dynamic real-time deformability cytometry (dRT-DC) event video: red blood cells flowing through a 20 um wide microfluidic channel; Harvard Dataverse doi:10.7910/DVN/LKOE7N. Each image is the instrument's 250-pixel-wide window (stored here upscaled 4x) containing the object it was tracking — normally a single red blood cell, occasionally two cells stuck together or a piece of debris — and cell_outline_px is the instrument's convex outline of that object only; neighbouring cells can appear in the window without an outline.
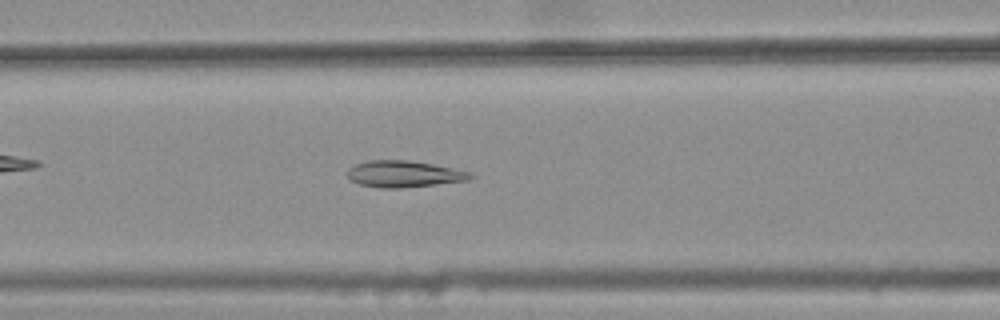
{"species": "common noctule bat (a hibernating species)", "species_latin": "Nyctalus noctula", "temperature_condition": "warm", "stored_images_in_passage": 44, "camera_frame_rate_fps": 3000, "um_per_image_px": 0.085, "animal": {"sex": "female", "body_mass_g": 25.1}, "frame": {"image": 1, "passage_image": 21, "time_ms": 6.667, "image_size_px": [1000, 320], "cell_outline_px": [[476, 176], [468, 180], [436, 184], [400, 188], [380, 188], [360, 184], [352, 180], [348, 176], [348, 168], [356, 164], [368, 160], [408, 160], [432, 164], [472, 172]], "centroid_in_image_um": [34.35, 14.78], "position_along_channel_um": 132.2, "area_um2": 18.9}}
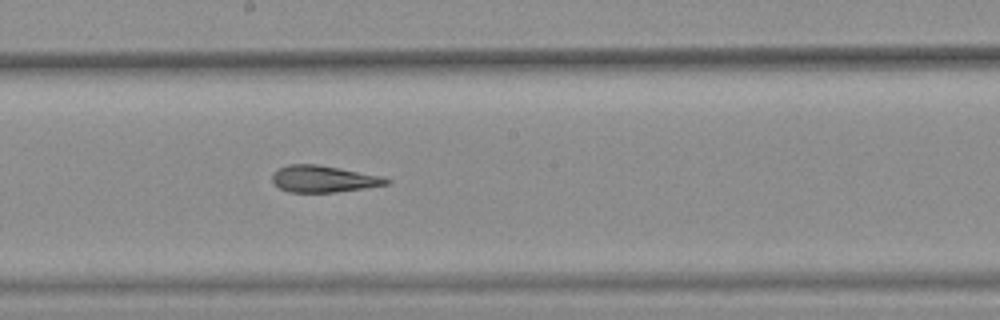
{"frame": {"image": 2, "passage_image": 28, "time_ms": 9.0, "image_size_px": [1000, 320], "cell_outline_px": [[392, 180], [388, 184], [364, 188], [332, 192], [288, 192], [280, 188], [272, 180], [272, 172], [288, 164], [316, 164], [384, 176]], "centroid_in_image_um": [27.51, 15.2], "position_along_channel_um": 220.7, "area_um2": 17.69}}
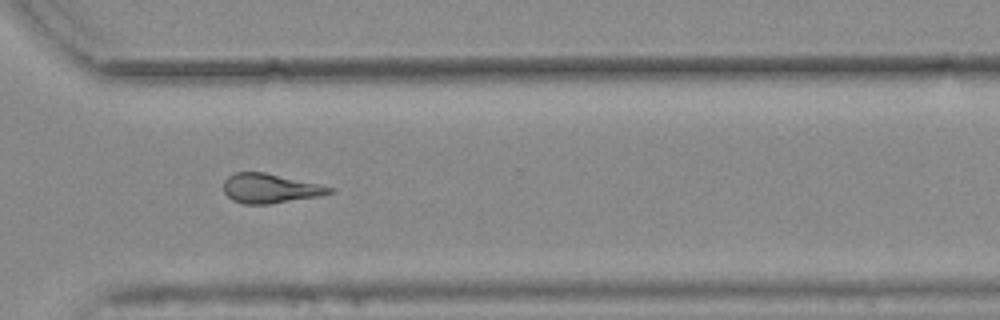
{"frame": {"image": 3, "passage_image": 38, "time_ms": 12.333, "image_size_px": [1000, 320], "cell_outline_px": [[336, 188], [332, 192], [316, 196], [268, 204], [244, 204], [232, 200], [224, 192], [224, 180], [228, 176], [236, 172], [264, 172], [320, 184]], "centroid_in_image_um": [22.93, 16.0], "position_along_channel_um": 347.7, "area_um2": 17.98}, "authors_computed_cell_mechanics": {"area_um2": 18.7272, "velocity_mm_per_s": 3.8041, "shape_relaxation_time_tau1_ms": null, "shape_relaxation_time_tau2_ms": 3.8325, "deformation_change_tau1": null, "deformation_change_tau2": 0.1336}}